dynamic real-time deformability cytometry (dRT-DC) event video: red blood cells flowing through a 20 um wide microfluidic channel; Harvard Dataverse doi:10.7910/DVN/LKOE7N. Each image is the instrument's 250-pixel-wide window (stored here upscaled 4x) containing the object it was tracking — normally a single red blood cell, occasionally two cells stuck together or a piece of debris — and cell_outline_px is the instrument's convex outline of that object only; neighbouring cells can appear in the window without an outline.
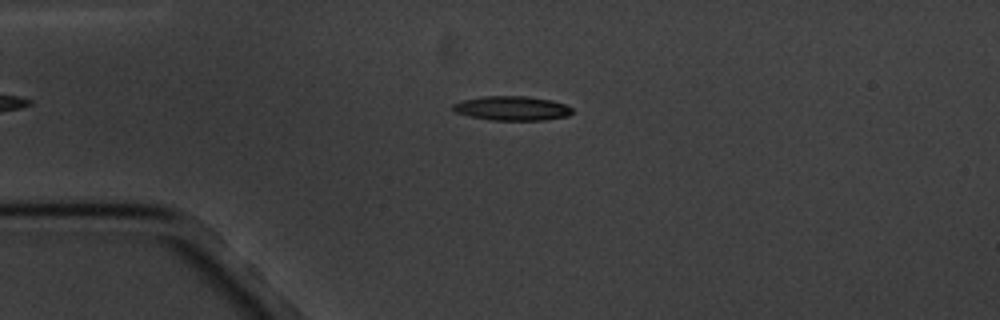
{"species": "common noctule bat (a hibernating species)", "species_latin": "Nyctalus noctula", "temperature_condition": "cold", "stored_images_in_passage": 6, "camera_frame_rate_fps": 3000, "um_per_image_px": 0.085, "animal": {"sex": "male", "body_mass_g": 20.1, "forearm_length_mm": 53.5}, "frame": {"image": 1, "passage_image": 4, "time_ms": 3.333, "image_size_px": [1000, 320], "cell_outline_px": [[572, 112], [568, 116], [544, 120], [492, 120], [468, 116], [456, 112], [452, 108], [452, 104], [464, 100], [484, 96], [528, 96], [552, 100], [564, 104], [572, 108]], "centroid_in_image_um": [43.53, 9.2], "position_along_channel_um": 41.5, "area_um2": 16.88}}
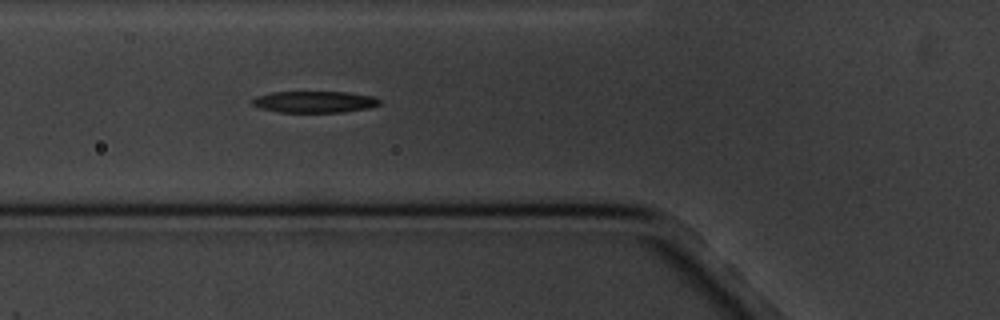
{"frame": {"image": 2, "passage_image": 6, "time_ms": 5.667, "image_size_px": [1000, 320], "cell_outline_px": [[380, 104], [368, 108], [340, 112], [280, 112], [260, 108], [252, 104], [252, 100], [256, 96], [272, 92], [348, 92], [372, 96], [380, 100]], "centroid_in_image_um": [26.72, 8.65], "position_along_channel_um": 99.1, "area_um2": 15.84}}